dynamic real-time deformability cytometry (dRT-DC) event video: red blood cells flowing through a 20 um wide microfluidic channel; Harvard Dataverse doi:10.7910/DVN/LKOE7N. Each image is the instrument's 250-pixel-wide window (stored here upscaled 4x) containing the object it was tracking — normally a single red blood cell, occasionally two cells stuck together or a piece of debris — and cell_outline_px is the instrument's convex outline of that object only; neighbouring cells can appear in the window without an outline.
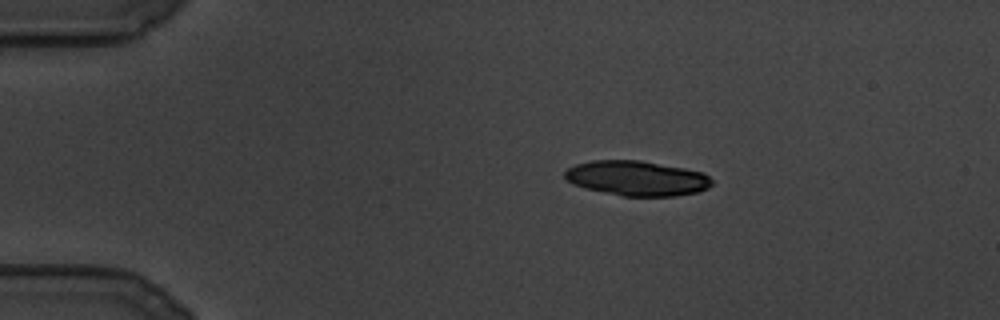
{"species": "common noctule bat (a hibernating species)", "species_latin": "Nyctalus noctula", "temperature_condition": "cold", "stored_images_in_passage": 92, "camera_frame_rate_fps": 3000, "um_per_image_px": 0.085, "animal": {"sex": "male", "body_mass_g": 19.5, "forearm_length_mm": 54.6}, "frame": {"image": 1, "passage_image": 1, "time_ms": 0.0, "image_size_px": [1000, 320], "cell_outline_px": [[712, 184], [708, 188], [696, 192], [676, 196], [624, 196], [584, 188], [572, 184], [564, 176], [564, 172], [568, 168], [576, 164], [592, 160], [640, 160], [684, 168], [704, 172], [712, 180]], "centroid_in_image_um": [54.13, 15.15], "position_along_channel_um": 30.9, "area_um2": 29.94}}